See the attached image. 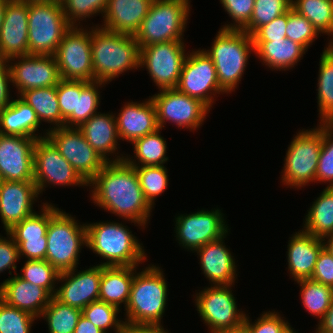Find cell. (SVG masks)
<instances>
[{"label":"cell","mask_w":333,"mask_h":333,"mask_svg":"<svg viewBox=\"0 0 333 333\" xmlns=\"http://www.w3.org/2000/svg\"><path fill=\"white\" fill-rule=\"evenodd\" d=\"M221 210L201 209L190 214L175 217V237L187 251H195L203 245L220 239L230 230Z\"/></svg>","instance_id":"17"},{"label":"cell","mask_w":333,"mask_h":333,"mask_svg":"<svg viewBox=\"0 0 333 333\" xmlns=\"http://www.w3.org/2000/svg\"><path fill=\"white\" fill-rule=\"evenodd\" d=\"M291 8L309 20L333 45V0H292Z\"/></svg>","instance_id":"37"},{"label":"cell","mask_w":333,"mask_h":333,"mask_svg":"<svg viewBox=\"0 0 333 333\" xmlns=\"http://www.w3.org/2000/svg\"><path fill=\"white\" fill-rule=\"evenodd\" d=\"M39 197L33 181H2L0 186V218L6 232L35 211Z\"/></svg>","instance_id":"23"},{"label":"cell","mask_w":333,"mask_h":333,"mask_svg":"<svg viewBox=\"0 0 333 333\" xmlns=\"http://www.w3.org/2000/svg\"><path fill=\"white\" fill-rule=\"evenodd\" d=\"M287 245L288 271L296 282L311 279L320 251L324 248L322 239L303 230L293 233Z\"/></svg>","instance_id":"28"},{"label":"cell","mask_w":333,"mask_h":333,"mask_svg":"<svg viewBox=\"0 0 333 333\" xmlns=\"http://www.w3.org/2000/svg\"><path fill=\"white\" fill-rule=\"evenodd\" d=\"M105 86V83L98 81L81 80V94H77L76 103V127L89 120L97 112L100 104L99 88Z\"/></svg>","instance_id":"45"},{"label":"cell","mask_w":333,"mask_h":333,"mask_svg":"<svg viewBox=\"0 0 333 333\" xmlns=\"http://www.w3.org/2000/svg\"><path fill=\"white\" fill-rule=\"evenodd\" d=\"M324 47L319 61L317 99L321 122H333V45Z\"/></svg>","instance_id":"35"},{"label":"cell","mask_w":333,"mask_h":333,"mask_svg":"<svg viewBox=\"0 0 333 333\" xmlns=\"http://www.w3.org/2000/svg\"><path fill=\"white\" fill-rule=\"evenodd\" d=\"M78 129L82 132L89 145L107 162L124 160V154L117 156L115 153L118 151V145H120L117 142L120 138L116 126L115 114L112 112L109 114L97 113L82 123ZM112 153L115 154V159L111 160V157L109 158L108 156L113 155Z\"/></svg>","instance_id":"27"},{"label":"cell","mask_w":333,"mask_h":333,"mask_svg":"<svg viewBox=\"0 0 333 333\" xmlns=\"http://www.w3.org/2000/svg\"><path fill=\"white\" fill-rule=\"evenodd\" d=\"M94 81L110 83L122 73L139 69L140 48L134 35L91 27Z\"/></svg>","instance_id":"2"},{"label":"cell","mask_w":333,"mask_h":333,"mask_svg":"<svg viewBox=\"0 0 333 333\" xmlns=\"http://www.w3.org/2000/svg\"><path fill=\"white\" fill-rule=\"evenodd\" d=\"M212 46L204 52L212 59L220 88L225 94L235 91L255 47L252 36L244 30L220 28Z\"/></svg>","instance_id":"5"},{"label":"cell","mask_w":333,"mask_h":333,"mask_svg":"<svg viewBox=\"0 0 333 333\" xmlns=\"http://www.w3.org/2000/svg\"><path fill=\"white\" fill-rule=\"evenodd\" d=\"M24 2H40V1H51V0H19Z\"/></svg>","instance_id":"62"},{"label":"cell","mask_w":333,"mask_h":333,"mask_svg":"<svg viewBox=\"0 0 333 333\" xmlns=\"http://www.w3.org/2000/svg\"><path fill=\"white\" fill-rule=\"evenodd\" d=\"M45 136L59 153L89 183L107 161L86 141L77 127H59L45 131Z\"/></svg>","instance_id":"13"},{"label":"cell","mask_w":333,"mask_h":333,"mask_svg":"<svg viewBox=\"0 0 333 333\" xmlns=\"http://www.w3.org/2000/svg\"><path fill=\"white\" fill-rule=\"evenodd\" d=\"M86 228L87 248L106 260L99 265L139 266L147 260L143 244L139 243L138 238L122 222L107 220V222L86 223Z\"/></svg>","instance_id":"3"},{"label":"cell","mask_w":333,"mask_h":333,"mask_svg":"<svg viewBox=\"0 0 333 333\" xmlns=\"http://www.w3.org/2000/svg\"><path fill=\"white\" fill-rule=\"evenodd\" d=\"M231 287L234 286L212 285L196 292L195 307L204 324L209 326V333L235 331L244 325L246 313L237 308Z\"/></svg>","instance_id":"10"},{"label":"cell","mask_w":333,"mask_h":333,"mask_svg":"<svg viewBox=\"0 0 333 333\" xmlns=\"http://www.w3.org/2000/svg\"><path fill=\"white\" fill-rule=\"evenodd\" d=\"M88 187L96 206L142 228L149 223L153 207L144 197L134 166L125 160L107 162Z\"/></svg>","instance_id":"1"},{"label":"cell","mask_w":333,"mask_h":333,"mask_svg":"<svg viewBox=\"0 0 333 333\" xmlns=\"http://www.w3.org/2000/svg\"><path fill=\"white\" fill-rule=\"evenodd\" d=\"M311 280L333 287V257L324 248L320 251Z\"/></svg>","instance_id":"54"},{"label":"cell","mask_w":333,"mask_h":333,"mask_svg":"<svg viewBox=\"0 0 333 333\" xmlns=\"http://www.w3.org/2000/svg\"><path fill=\"white\" fill-rule=\"evenodd\" d=\"M35 320V316L0 299V333H31Z\"/></svg>","instance_id":"47"},{"label":"cell","mask_w":333,"mask_h":333,"mask_svg":"<svg viewBox=\"0 0 333 333\" xmlns=\"http://www.w3.org/2000/svg\"><path fill=\"white\" fill-rule=\"evenodd\" d=\"M225 333H247L243 328L235 330V331H229V332H225Z\"/></svg>","instance_id":"61"},{"label":"cell","mask_w":333,"mask_h":333,"mask_svg":"<svg viewBox=\"0 0 333 333\" xmlns=\"http://www.w3.org/2000/svg\"><path fill=\"white\" fill-rule=\"evenodd\" d=\"M20 272L22 274L18 275L22 279L46 289L52 296L55 295L60 272L47 260H26Z\"/></svg>","instance_id":"42"},{"label":"cell","mask_w":333,"mask_h":333,"mask_svg":"<svg viewBox=\"0 0 333 333\" xmlns=\"http://www.w3.org/2000/svg\"><path fill=\"white\" fill-rule=\"evenodd\" d=\"M318 322L315 333H333V300L326 314Z\"/></svg>","instance_id":"57"},{"label":"cell","mask_w":333,"mask_h":333,"mask_svg":"<svg viewBox=\"0 0 333 333\" xmlns=\"http://www.w3.org/2000/svg\"><path fill=\"white\" fill-rule=\"evenodd\" d=\"M285 333H296V331H294V328L290 327Z\"/></svg>","instance_id":"63"},{"label":"cell","mask_w":333,"mask_h":333,"mask_svg":"<svg viewBox=\"0 0 333 333\" xmlns=\"http://www.w3.org/2000/svg\"><path fill=\"white\" fill-rule=\"evenodd\" d=\"M11 75L8 60L0 57V110L11 103L10 96Z\"/></svg>","instance_id":"55"},{"label":"cell","mask_w":333,"mask_h":333,"mask_svg":"<svg viewBox=\"0 0 333 333\" xmlns=\"http://www.w3.org/2000/svg\"><path fill=\"white\" fill-rule=\"evenodd\" d=\"M77 270L74 268L59 274L58 282L64 283L57 287L54 297L64 304L82 310L99 300L102 265L97 264L79 272Z\"/></svg>","instance_id":"20"},{"label":"cell","mask_w":333,"mask_h":333,"mask_svg":"<svg viewBox=\"0 0 333 333\" xmlns=\"http://www.w3.org/2000/svg\"><path fill=\"white\" fill-rule=\"evenodd\" d=\"M60 78L64 80L94 81L91 28L72 26L64 35L54 54Z\"/></svg>","instance_id":"11"},{"label":"cell","mask_w":333,"mask_h":333,"mask_svg":"<svg viewBox=\"0 0 333 333\" xmlns=\"http://www.w3.org/2000/svg\"><path fill=\"white\" fill-rule=\"evenodd\" d=\"M50 204L46 260L60 273L78 267L81 248L87 247L86 223Z\"/></svg>","instance_id":"6"},{"label":"cell","mask_w":333,"mask_h":333,"mask_svg":"<svg viewBox=\"0 0 333 333\" xmlns=\"http://www.w3.org/2000/svg\"><path fill=\"white\" fill-rule=\"evenodd\" d=\"M318 183H329L333 187V122H323V143L316 171Z\"/></svg>","instance_id":"49"},{"label":"cell","mask_w":333,"mask_h":333,"mask_svg":"<svg viewBox=\"0 0 333 333\" xmlns=\"http://www.w3.org/2000/svg\"><path fill=\"white\" fill-rule=\"evenodd\" d=\"M153 0H109L101 28L135 35L148 14Z\"/></svg>","instance_id":"29"},{"label":"cell","mask_w":333,"mask_h":333,"mask_svg":"<svg viewBox=\"0 0 333 333\" xmlns=\"http://www.w3.org/2000/svg\"><path fill=\"white\" fill-rule=\"evenodd\" d=\"M138 266H102L99 300L121 309L122 303L126 308L131 284Z\"/></svg>","instance_id":"32"},{"label":"cell","mask_w":333,"mask_h":333,"mask_svg":"<svg viewBox=\"0 0 333 333\" xmlns=\"http://www.w3.org/2000/svg\"><path fill=\"white\" fill-rule=\"evenodd\" d=\"M185 46L183 41H170L140 48L139 67L147 69L159 90L176 88L187 54Z\"/></svg>","instance_id":"14"},{"label":"cell","mask_w":333,"mask_h":333,"mask_svg":"<svg viewBox=\"0 0 333 333\" xmlns=\"http://www.w3.org/2000/svg\"><path fill=\"white\" fill-rule=\"evenodd\" d=\"M190 0H153L135 39L139 48L156 43L184 41Z\"/></svg>","instance_id":"7"},{"label":"cell","mask_w":333,"mask_h":333,"mask_svg":"<svg viewBox=\"0 0 333 333\" xmlns=\"http://www.w3.org/2000/svg\"><path fill=\"white\" fill-rule=\"evenodd\" d=\"M33 137L0 133V177L3 181L34 180Z\"/></svg>","instance_id":"19"},{"label":"cell","mask_w":333,"mask_h":333,"mask_svg":"<svg viewBox=\"0 0 333 333\" xmlns=\"http://www.w3.org/2000/svg\"><path fill=\"white\" fill-rule=\"evenodd\" d=\"M161 129L158 128L155 132L140 137L135 140L132 145L134 149L133 156L126 155L124 160L131 166H159L164 165L168 160L166 156L167 144L166 138L161 136ZM138 160V162L136 160ZM141 163V164H140Z\"/></svg>","instance_id":"36"},{"label":"cell","mask_w":333,"mask_h":333,"mask_svg":"<svg viewBox=\"0 0 333 333\" xmlns=\"http://www.w3.org/2000/svg\"><path fill=\"white\" fill-rule=\"evenodd\" d=\"M300 286L303 307L311 316L322 318L333 300V287L311 279L296 281Z\"/></svg>","instance_id":"38"},{"label":"cell","mask_w":333,"mask_h":333,"mask_svg":"<svg viewBox=\"0 0 333 333\" xmlns=\"http://www.w3.org/2000/svg\"><path fill=\"white\" fill-rule=\"evenodd\" d=\"M82 316L91 321L104 333H109V328L115 333H124L125 322L118 317L121 311L118 307L106 302L97 300L87 305L82 310Z\"/></svg>","instance_id":"40"},{"label":"cell","mask_w":333,"mask_h":333,"mask_svg":"<svg viewBox=\"0 0 333 333\" xmlns=\"http://www.w3.org/2000/svg\"><path fill=\"white\" fill-rule=\"evenodd\" d=\"M40 125L36 112L19 96L0 110L1 134L40 139L46 137L44 133L43 136L36 133Z\"/></svg>","instance_id":"30"},{"label":"cell","mask_w":333,"mask_h":333,"mask_svg":"<svg viewBox=\"0 0 333 333\" xmlns=\"http://www.w3.org/2000/svg\"><path fill=\"white\" fill-rule=\"evenodd\" d=\"M143 269L134 274L129 300L124 309L125 325L162 324L168 301L167 280L163 270L154 264Z\"/></svg>","instance_id":"4"},{"label":"cell","mask_w":333,"mask_h":333,"mask_svg":"<svg viewBox=\"0 0 333 333\" xmlns=\"http://www.w3.org/2000/svg\"><path fill=\"white\" fill-rule=\"evenodd\" d=\"M74 333H104L97 328L91 321L81 315L74 329Z\"/></svg>","instance_id":"58"},{"label":"cell","mask_w":333,"mask_h":333,"mask_svg":"<svg viewBox=\"0 0 333 333\" xmlns=\"http://www.w3.org/2000/svg\"><path fill=\"white\" fill-rule=\"evenodd\" d=\"M284 158L282 184L292 188L316 183V171L323 143V122L311 130L303 129L292 139Z\"/></svg>","instance_id":"9"},{"label":"cell","mask_w":333,"mask_h":333,"mask_svg":"<svg viewBox=\"0 0 333 333\" xmlns=\"http://www.w3.org/2000/svg\"><path fill=\"white\" fill-rule=\"evenodd\" d=\"M71 27L60 0L28 2V54L54 55Z\"/></svg>","instance_id":"8"},{"label":"cell","mask_w":333,"mask_h":333,"mask_svg":"<svg viewBox=\"0 0 333 333\" xmlns=\"http://www.w3.org/2000/svg\"><path fill=\"white\" fill-rule=\"evenodd\" d=\"M8 65L12 85L18 90L17 96L30 89L57 86L61 80L54 55L14 57L8 60Z\"/></svg>","instance_id":"18"},{"label":"cell","mask_w":333,"mask_h":333,"mask_svg":"<svg viewBox=\"0 0 333 333\" xmlns=\"http://www.w3.org/2000/svg\"><path fill=\"white\" fill-rule=\"evenodd\" d=\"M255 0H220L225 12L232 18L230 24H225L222 29L243 30L250 22Z\"/></svg>","instance_id":"51"},{"label":"cell","mask_w":333,"mask_h":333,"mask_svg":"<svg viewBox=\"0 0 333 333\" xmlns=\"http://www.w3.org/2000/svg\"><path fill=\"white\" fill-rule=\"evenodd\" d=\"M109 0H60L63 13L72 26H79L80 21L104 14ZM97 14V15H96ZM79 22V23H78Z\"/></svg>","instance_id":"46"},{"label":"cell","mask_w":333,"mask_h":333,"mask_svg":"<svg viewBox=\"0 0 333 333\" xmlns=\"http://www.w3.org/2000/svg\"><path fill=\"white\" fill-rule=\"evenodd\" d=\"M145 199L154 208L157 196L168 188V169L159 166H134Z\"/></svg>","instance_id":"41"},{"label":"cell","mask_w":333,"mask_h":333,"mask_svg":"<svg viewBox=\"0 0 333 333\" xmlns=\"http://www.w3.org/2000/svg\"><path fill=\"white\" fill-rule=\"evenodd\" d=\"M288 11L259 27L251 36L253 42H270L286 38Z\"/></svg>","instance_id":"52"},{"label":"cell","mask_w":333,"mask_h":333,"mask_svg":"<svg viewBox=\"0 0 333 333\" xmlns=\"http://www.w3.org/2000/svg\"><path fill=\"white\" fill-rule=\"evenodd\" d=\"M34 180L39 195L47 186H88L73 166L47 138L37 139L34 145ZM48 184V185H47Z\"/></svg>","instance_id":"15"},{"label":"cell","mask_w":333,"mask_h":333,"mask_svg":"<svg viewBox=\"0 0 333 333\" xmlns=\"http://www.w3.org/2000/svg\"><path fill=\"white\" fill-rule=\"evenodd\" d=\"M63 127H76L77 94H81V80L61 79L56 86Z\"/></svg>","instance_id":"44"},{"label":"cell","mask_w":333,"mask_h":333,"mask_svg":"<svg viewBox=\"0 0 333 333\" xmlns=\"http://www.w3.org/2000/svg\"><path fill=\"white\" fill-rule=\"evenodd\" d=\"M52 297L46 289L22 279L18 273L0 284L2 301L39 319Z\"/></svg>","instance_id":"25"},{"label":"cell","mask_w":333,"mask_h":333,"mask_svg":"<svg viewBox=\"0 0 333 333\" xmlns=\"http://www.w3.org/2000/svg\"><path fill=\"white\" fill-rule=\"evenodd\" d=\"M319 34L313 24L304 16L292 8L288 10L286 38L300 44L307 51Z\"/></svg>","instance_id":"48"},{"label":"cell","mask_w":333,"mask_h":333,"mask_svg":"<svg viewBox=\"0 0 333 333\" xmlns=\"http://www.w3.org/2000/svg\"><path fill=\"white\" fill-rule=\"evenodd\" d=\"M115 118L120 140L131 144L159 128L155 105L150 96L141 103L133 101L125 103Z\"/></svg>","instance_id":"26"},{"label":"cell","mask_w":333,"mask_h":333,"mask_svg":"<svg viewBox=\"0 0 333 333\" xmlns=\"http://www.w3.org/2000/svg\"><path fill=\"white\" fill-rule=\"evenodd\" d=\"M228 234L194 251L200 257L202 273L210 281L211 286L235 285L237 279L235 258L224 243Z\"/></svg>","instance_id":"24"},{"label":"cell","mask_w":333,"mask_h":333,"mask_svg":"<svg viewBox=\"0 0 333 333\" xmlns=\"http://www.w3.org/2000/svg\"><path fill=\"white\" fill-rule=\"evenodd\" d=\"M322 242L324 249L333 257V233L331 235L324 237L322 239Z\"/></svg>","instance_id":"59"},{"label":"cell","mask_w":333,"mask_h":333,"mask_svg":"<svg viewBox=\"0 0 333 333\" xmlns=\"http://www.w3.org/2000/svg\"><path fill=\"white\" fill-rule=\"evenodd\" d=\"M5 234L7 237L0 235V273L8 269L9 274L12 275L10 270H14L15 274L17 273L16 262L20 260V255L13 237L8 232Z\"/></svg>","instance_id":"53"},{"label":"cell","mask_w":333,"mask_h":333,"mask_svg":"<svg viewBox=\"0 0 333 333\" xmlns=\"http://www.w3.org/2000/svg\"><path fill=\"white\" fill-rule=\"evenodd\" d=\"M176 89L199 99L210 109L216 94L225 93L220 88L214 63L204 49L187 52Z\"/></svg>","instance_id":"16"},{"label":"cell","mask_w":333,"mask_h":333,"mask_svg":"<svg viewBox=\"0 0 333 333\" xmlns=\"http://www.w3.org/2000/svg\"><path fill=\"white\" fill-rule=\"evenodd\" d=\"M124 333H169L162 324H132L126 325Z\"/></svg>","instance_id":"56"},{"label":"cell","mask_w":333,"mask_h":333,"mask_svg":"<svg viewBox=\"0 0 333 333\" xmlns=\"http://www.w3.org/2000/svg\"><path fill=\"white\" fill-rule=\"evenodd\" d=\"M258 59L270 69L289 70L307 52L300 44L288 38L270 42H253Z\"/></svg>","instance_id":"31"},{"label":"cell","mask_w":333,"mask_h":333,"mask_svg":"<svg viewBox=\"0 0 333 333\" xmlns=\"http://www.w3.org/2000/svg\"><path fill=\"white\" fill-rule=\"evenodd\" d=\"M302 230L323 239L333 233V188L326 187L307 210Z\"/></svg>","instance_id":"33"},{"label":"cell","mask_w":333,"mask_h":333,"mask_svg":"<svg viewBox=\"0 0 333 333\" xmlns=\"http://www.w3.org/2000/svg\"><path fill=\"white\" fill-rule=\"evenodd\" d=\"M252 322L246 314L243 329L247 333H285L290 327V323L283 319L279 312L266 311Z\"/></svg>","instance_id":"50"},{"label":"cell","mask_w":333,"mask_h":333,"mask_svg":"<svg viewBox=\"0 0 333 333\" xmlns=\"http://www.w3.org/2000/svg\"><path fill=\"white\" fill-rule=\"evenodd\" d=\"M7 1L8 0H0V29H1V25H2L4 9H5V5H6Z\"/></svg>","instance_id":"60"},{"label":"cell","mask_w":333,"mask_h":333,"mask_svg":"<svg viewBox=\"0 0 333 333\" xmlns=\"http://www.w3.org/2000/svg\"><path fill=\"white\" fill-rule=\"evenodd\" d=\"M28 2L8 0L0 29V57L28 55Z\"/></svg>","instance_id":"21"},{"label":"cell","mask_w":333,"mask_h":333,"mask_svg":"<svg viewBox=\"0 0 333 333\" xmlns=\"http://www.w3.org/2000/svg\"><path fill=\"white\" fill-rule=\"evenodd\" d=\"M19 97L32 107L40 123L44 121L50 124L47 130L63 127L56 86L30 89L24 91ZM51 124L54 126L51 127Z\"/></svg>","instance_id":"34"},{"label":"cell","mask_w":333,"mask_h":333,"mask_svg":"<svg viewBox=\"0 0 333 333\" xmlns=\"http://www.w3.org/2000/svg\"><path fill=\"white\" fill-rule=\"evenodd\" d=\"M159 91L150 98L155 105L157 124L160 129L165 127L167 121L193 132L203 125L211 110L205 103L179 92L176 88Z\"/></svg>","instance_id":"12"},{"label":"cell","mask_w":333,"mask_h":333,"mask_svg":"<svg viewBox=\"0 0 333 333\" xmlns=\"http://www.w3.org/2000/svg\"><path fill=\"white\" fill-rule=\"evenodd\" d=\"M81 315L80 309L64 304L53 296L40 318L46 320L48 333H74Z\"/></svg>","instance_id":"39"},{"label":"cell","mask_w":333,"mask_h":333,"mask_svg":"<svg viewBox=\"0 0 333 333\" xmlns=\"http://www.w3.org/2000/svg\"><path fill=\"white\" fill-rule=\"evenodd\" d=\"M291 4L292 0H255L250 22L243 30L252 35L259 27L286 13Z\"/></svg>","instance_id":"43"},{"label":"cell","mask_w":333,"mask_h":333,"mask_svg":"<svg viewBox=\"0 0 333 333\" xmlns=\"http://www.w3.org/2000/svg\"><path fill=\"white\" fill-rule=\"evenodd\" d=\"M49 220L50 204L43 202L40 213L34 212L8 231L18 247L20 259L46 260Z\"/></svg>","instance_id":"22"}]
</instances>
